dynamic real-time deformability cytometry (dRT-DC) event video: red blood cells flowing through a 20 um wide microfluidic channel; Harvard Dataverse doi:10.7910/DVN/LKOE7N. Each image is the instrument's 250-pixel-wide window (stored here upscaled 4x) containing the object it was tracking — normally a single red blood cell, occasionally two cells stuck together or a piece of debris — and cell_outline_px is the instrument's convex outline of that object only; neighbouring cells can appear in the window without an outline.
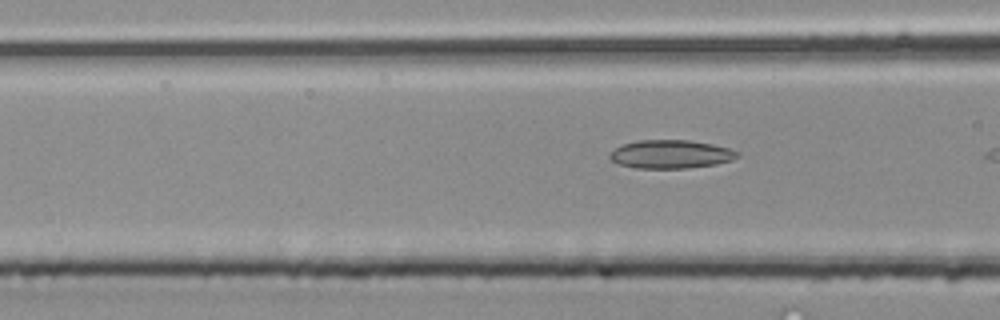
{"species": "common noctule bat (a hibernating species)", "species_latin": "Nyctalus noctula", "temperature_condition": "room temperature", "stored_images_in_passage": 3, "camera_frame_rate_fps": 3000, "um_per_image_px": 0.085, "animal": {"sex": "male", "body_mass_g": 20.4}, "frame": {"image": 1, "passage_image": 3, "time_ms": 0.667, "image_size_px": [1000, 320], "cell_outline_px": [[740, 156], [732, 160], [716, 164], [684, 168], [636, 168], [620, 164], [612, 160], [608, 156], [620, 144], [636, 140], [688, 140], [712, 144], [728, 148], [736, 152]], "centroid_in_image_um": [56.99, 13.1], "position_along_channel_um": 109.6, "area_um2": 20.98}}